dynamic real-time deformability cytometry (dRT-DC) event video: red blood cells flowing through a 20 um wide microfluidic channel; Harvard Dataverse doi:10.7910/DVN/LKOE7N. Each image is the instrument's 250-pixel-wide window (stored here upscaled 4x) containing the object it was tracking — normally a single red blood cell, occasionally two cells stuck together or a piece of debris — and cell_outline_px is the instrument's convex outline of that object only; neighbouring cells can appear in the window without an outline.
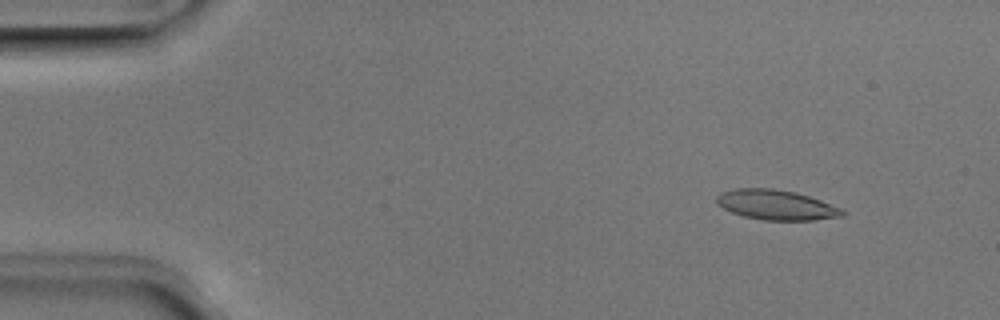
{"species": "Egyptian fruit bat (a non-hibernating species)", "species_latin": "Rousettus aegyptiacus", "temperature_condition": "room temperature", "stored_images_in_passage": 50, "camera_frame_rate_fps": 3000, "um_per_image_px": 0.085, "animal": {"sex": "male"}, "frame": {"image": 1, "passage_image": 5, "time_ms": 1.333, "image_size_px": [1000, 320], "cell_outline_px": [[848, 212], [844, 216], [812, 220], [764, 220], [744, 216], [732, 212], [716, 204], [716, 196], [720, 192], [736, 188], [772, 188], [796, 192], [820, 200], [840, 208]], "centroid_in_image_um": [65.97, 17.41], "position_along_channel_um": 19.0, "area_um2": 21.96}}
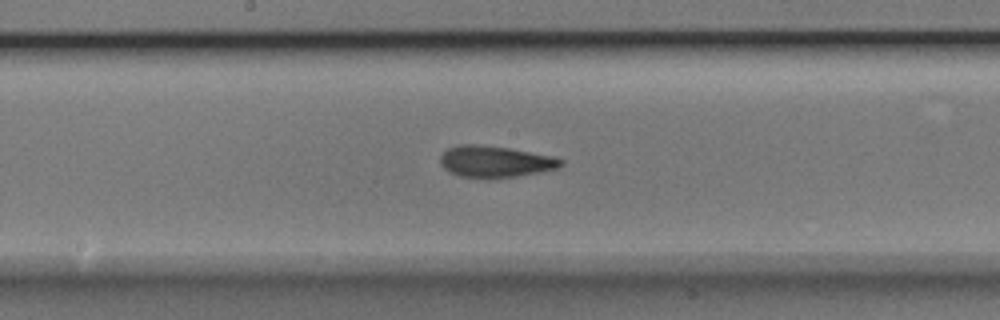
{"frame": {"image": 2, "passage_image": 26, "time_ms": 8.333, "image_size_px": [1000, 320], "cell_outline_px": [[564, 164], [560, 168], [540, 172], [516, 176], [488, 180], [460, 176], [448, 172], [440, 164], [440, 156], [448, 148], [460, 144], [472, 144], [508, 148], [552, 156], [564, 160]], "centroid_in_image_um": [42.08, 13.76], "position_along_channel_um": 206.1, "area_um2": 22.43}}
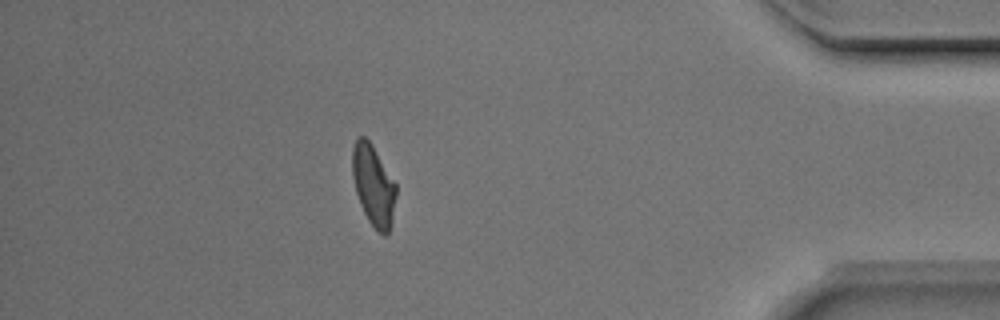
{"frame": {"image": 3, "passage_image": 44, "time_ms": 14.333, "image_size_px": [1000, 320], "cell_outline_px": [[396, 196], [392, 220], [388, 232], [384, 236], [368, 220], [360, 204], [356, 192], [352, 176], [352, 148], [356, 140], [360, 136], [364, 136], [372, 144], [396, 184]], "centroid_in_image_um": [31.73, 15.73], "position_along_channel_um": 403.5, "area_um2": 20.35}, "authors_computed_cell_mechanics": {"area_um2": 21.5883, "velocity_mm_per_s": 4.0038, "shape_relaxation_time_tau1_ms": 3.4819, "shape_relaxation_time_tau2_ms": 1.8142, "deformation_change_tau1": 0.1555, "deformation_change_tau2": 0.1031}}